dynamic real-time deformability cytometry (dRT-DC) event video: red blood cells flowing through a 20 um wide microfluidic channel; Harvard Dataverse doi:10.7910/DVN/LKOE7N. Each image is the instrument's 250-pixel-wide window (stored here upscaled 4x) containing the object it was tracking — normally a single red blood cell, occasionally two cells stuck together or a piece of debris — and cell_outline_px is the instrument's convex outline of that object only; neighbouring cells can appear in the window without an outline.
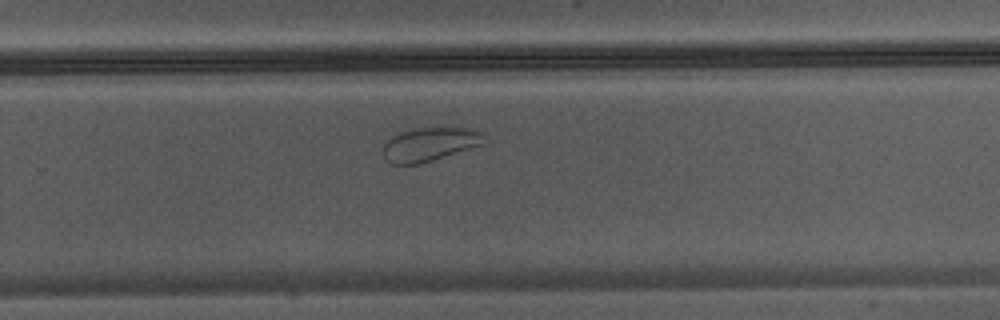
{"species": "Egyptian fruit bat (a non-hibernating species)", "species_latin": "Rousettus aegyptiacus", "temperature_condition": "warm", "stored_images_in_passage": 36, "camera_frame_rate_fps": 3000, "um_per_image_px": 0.085, "animal": {"sex": "male"}, "frame": {"image": 1, "passage_image": 21, "time_ms": 6.667, "image_size_px": [1000, 320], "cell_outline_px": [[484, 144], [420, 164], [392, 164], [384, 160], [384, 144], [392, 136], [400, 132], [416, 128], [464, 128], [484, 132]], "centroid_in_image_um": [36.51, 12.27], "position_along_channel_um": 293.3, "area_um2": 19.71}}
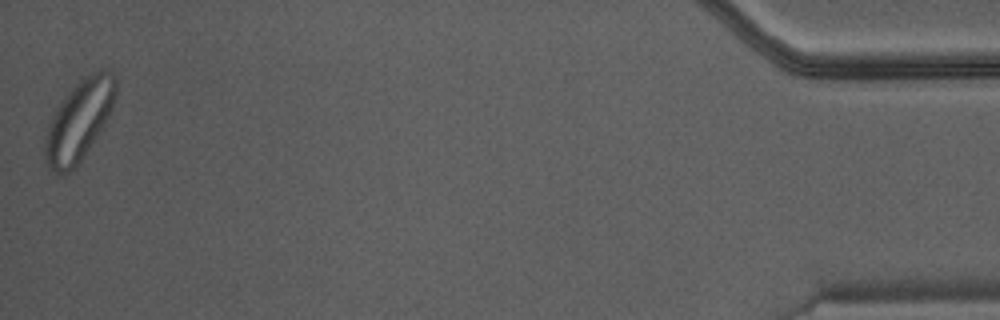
{"frame": {"image": 2, "passage_image": 36, "time_ms": 11.667, "image_size_px": [1000, 320], "cell_outline_px": [[116, 96], [108, 116], [104, 124], [80, 160], [68, 172], [60, 176], [56, 176], [48, 164], [44, 152], [48, 124], [56, 108], [72, 88], [84, 76], [100, 68], [104, 68], [112, 72], [116, 76]], "centroid_in_image_um": [6.73, 10.2], "position_along_channel_um": 428.5, "area_um2": 32.54}}